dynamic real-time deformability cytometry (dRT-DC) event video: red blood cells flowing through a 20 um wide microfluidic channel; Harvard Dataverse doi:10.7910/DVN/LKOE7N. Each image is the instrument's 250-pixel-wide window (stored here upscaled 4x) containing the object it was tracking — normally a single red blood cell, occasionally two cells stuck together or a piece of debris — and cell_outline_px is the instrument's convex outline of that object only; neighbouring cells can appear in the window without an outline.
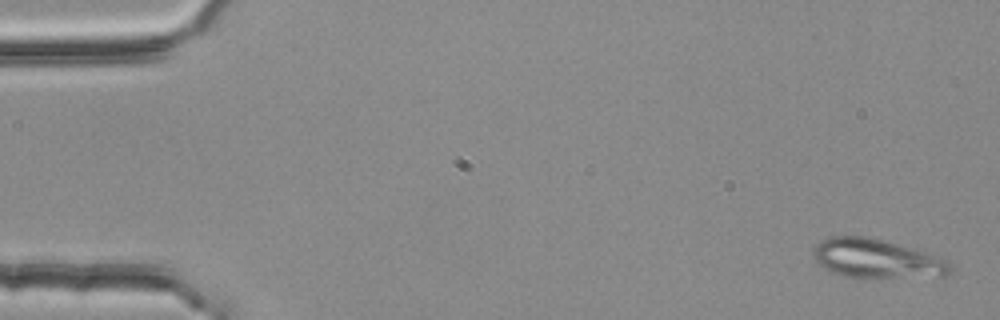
{"species": "common noctule bat (a hibernating species)", "species_latin": "Nyctalus noctula", "temperature_condition": "room temperature", "stored_images_in_passage": 4, "camera_frame_rate_fps": 3000, "um_per_image_px": 0.085, "animal": {"sex": "female", "body_mass_g": 25.1}, "frame": {"image": 1, "passage_image": 1, "time_ms": 0.0, "image_size_px": [1000, 320], "cell_outline_px": [[952, 268], [944, 276], [844, 276], [832, 272], [824, 268], [816, 260], [816, 248], [820, 240], [832, 236], [868, 236], [924, 252], [944, 260]], "centroid_in_image_um": [74.46, 21.96], "position_along_channel_um": 10.5, "area_um2": 29.71}}